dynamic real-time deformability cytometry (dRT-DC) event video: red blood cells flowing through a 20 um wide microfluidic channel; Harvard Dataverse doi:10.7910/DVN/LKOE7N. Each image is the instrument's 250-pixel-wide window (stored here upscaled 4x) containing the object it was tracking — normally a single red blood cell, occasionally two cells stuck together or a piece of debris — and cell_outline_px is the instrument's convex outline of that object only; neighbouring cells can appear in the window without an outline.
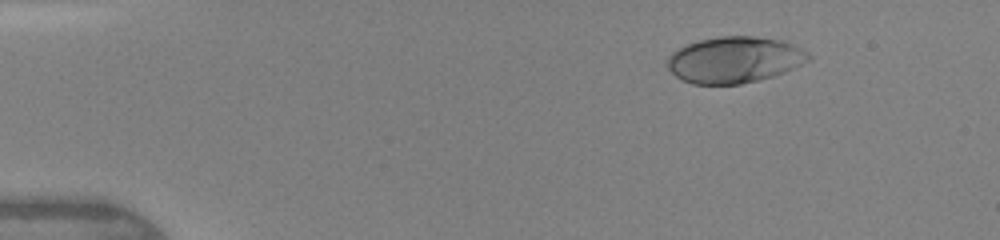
{"species": "human", "species_latin": "Homo sapiens", "temperature_condition": "warm", "stored_images_in_passage": 41, "camera_frame_rate_fps": 3000, "um_per_image_px": 0.085, "donor": {"sex": "female"}, "frame": {"image": 1, "passage_image": 1, "time_ms": 0.0, "image_size_px": [1000, 240], "cell_outline_px": [[812, 56], [808, 60], [784, 72], [772, 76], [740, 84], [692, 84], [680, 80], [668, 68], [668, 56], [672, 52], [688, 44], [700, 40], [720, 36], [752, 36], [776, 40], [792, 44], [808, 52]], "centroid_in_image_um": [62.39, 5.09], "position_along_channel_um": 22.6, "area_um2": 37.57}}
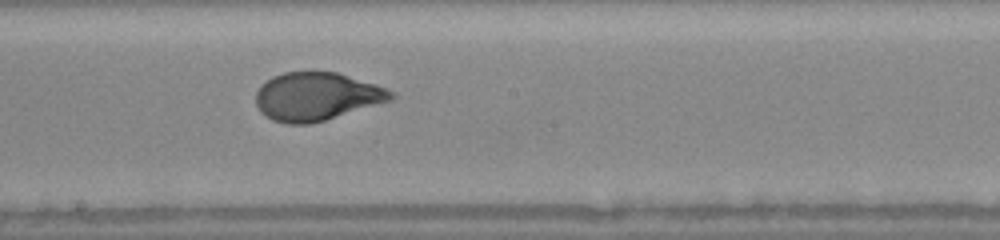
{"frame": {"image": 2, "passage_image": 21, "time_ms": 6.667, "image_size_px": [1000, 240], "cell_outline_px": [[396, 96], [392, 100], [324, 120], [308, 124], [284, 124], [272, 120], [260, 112], [256, 104], [256, 92], [260, 84], [272, 76], [284, 72], [312, 68], [336, 72], [376, 84], [388, 88], [396, 92]], "centroid_in_image_um": [26.89, 8.16], "position_along_channel_um": 221.3, "area_um2": 38.84}}
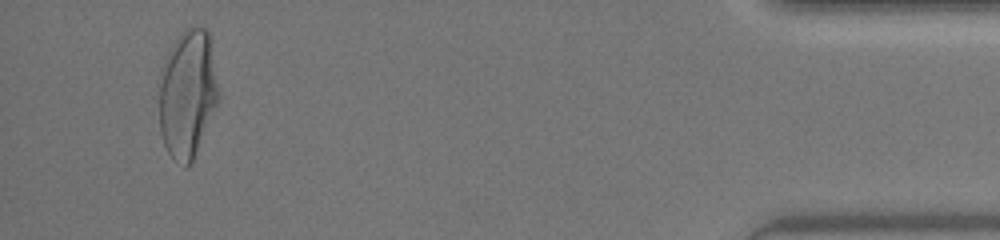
{"frame": {"image": 3, "passage_image": 39, "time_ms": 12.667, "image_size_px": [1000, 240], "cell_outline_px": [[220, 96], [192, 160], [184, 168], [176, 164], [172, 160], [164, 144], [160, 132], [160, 68], [172, 44], [180, 32], [184, 28], [204, 28], [208, 32]], "centroid_in_image_um": [15.91, 7.98], "position_along_channel_um": 419.3, "area_um2": 44.04}, "authors_computed_cell_mechanics": {"area_um2": 38.3792, "velocity_mm_per_s": 4.3541, "shape_relaxation_time_tau1_ms": 3.3865, "shape_relaxation_time_tau2_ms": null, "deformation_change_tau1": 0.1828, "deformation_change_tau2": null}}